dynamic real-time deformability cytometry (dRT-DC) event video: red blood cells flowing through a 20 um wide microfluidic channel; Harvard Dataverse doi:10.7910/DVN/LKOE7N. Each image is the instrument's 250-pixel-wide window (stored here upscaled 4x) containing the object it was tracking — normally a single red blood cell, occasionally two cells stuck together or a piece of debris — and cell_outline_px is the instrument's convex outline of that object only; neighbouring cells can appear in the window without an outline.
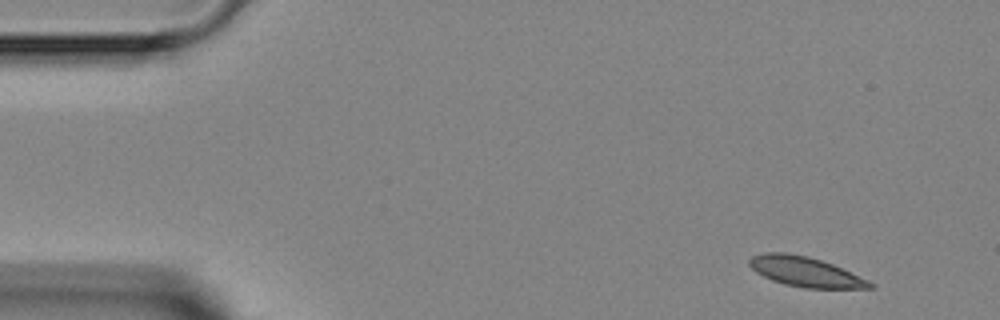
{"species": "Egyptian fruit bat (a non-hibernating species)", "species_latin": "Rousettus aegyptiacus", "temperature_condition": "room temperature", "stored_images_in_passage": 4, "camera_frame_rate_fps": 3000, "um_per_image_px": 0.085, "animal": {"sex": "female"}, "frame": {"image": 1, "passage_image": 1, "time_ms": 0.0, "image_size_px": [1000, 320], "cell_outline_px": [[876, 288], [804, 288], [784, 284], [772, 280], [756, 272], [748, 264], [748, 260], [752, 256], [764, 252], [784, 252], [808, 256], [832, 264], [868, 280], [876, 284]], "centroid_in_image_um": [68.44, 23.1], "position_along_channel_um": 16.6, "area_um2": 20.92}}
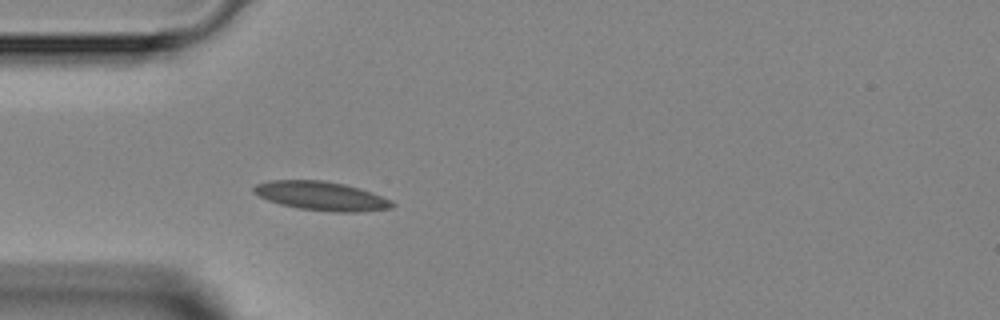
{"frame": {"image": 2, "passage_image": 4, "time_ms": 3.333, "image_size_px": [1000, 320], "cell_outline_px": [[396, 204], [392, 208], [356, 212], [336, 212], [296, 208], [280, 204], [268, 200], [252, 192], [252, 188], [256, 184], [268, 180], [324, 180], [344, 184], [392, 200]], "centroid_in_image_um": [27.27, 16.66], "position_along_channel_um": 57.7, "area_um2": 23.18}}